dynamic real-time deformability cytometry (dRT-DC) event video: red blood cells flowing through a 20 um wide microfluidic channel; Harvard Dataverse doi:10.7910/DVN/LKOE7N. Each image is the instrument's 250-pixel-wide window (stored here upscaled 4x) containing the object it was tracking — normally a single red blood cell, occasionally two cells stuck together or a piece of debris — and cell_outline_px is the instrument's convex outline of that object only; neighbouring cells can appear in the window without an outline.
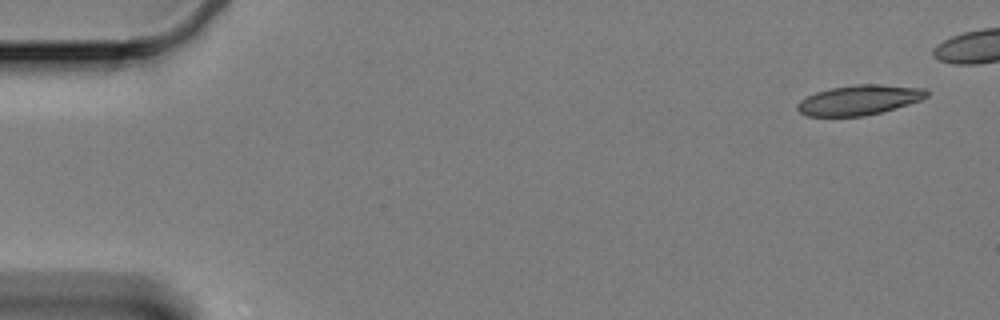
{"species": "Egyptian fruit bat (a non-hibernating species)", "species_latin": "Rousettus aegyptiacus", "temperature_condition": "cold", "stored_images_in_passage": 16, "camera_frame_rate_fps": 3000, "um_per_image_px": 0.085, "animal": {"sex": "female"}, "frame": {"image": 1, "passage_image": 1, "time_ms": 0.0, "image_size_px": [1000, 320], "cell_outline_px": [[928, 96], [920, 100], [880, 112], [864, 116], [808, 116], [800, 112], [796, 108], [796, 104], [800, 100], [816, 92], [832, 88], [856, 84], [884, 84], [928, 88]], "centroid_in_image_um": [73.04, 8.48], "position_along_channel_um": 12.0, "area_um2": 22.48}}